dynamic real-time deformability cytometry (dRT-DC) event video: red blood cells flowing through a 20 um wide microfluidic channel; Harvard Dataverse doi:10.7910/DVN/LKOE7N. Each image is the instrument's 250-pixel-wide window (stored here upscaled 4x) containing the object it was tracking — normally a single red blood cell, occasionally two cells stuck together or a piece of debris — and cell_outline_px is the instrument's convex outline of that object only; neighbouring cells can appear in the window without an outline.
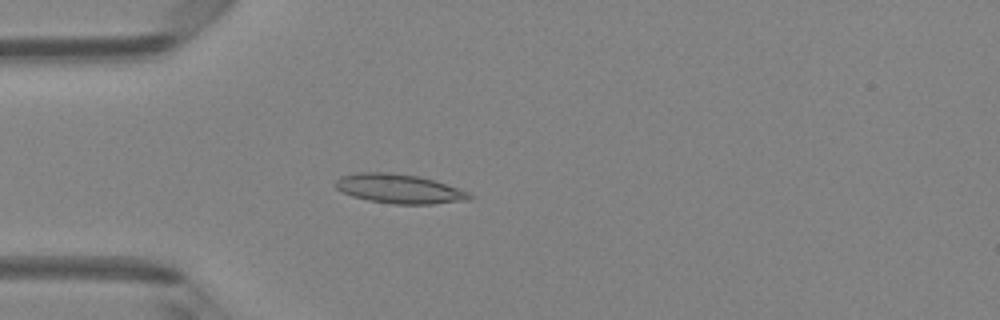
{"species": "Egyptian fruit bat (a non-hibernating species)", "species_latin": "Rousettus aegyptiacus", "temperature_condition": "room temperature", "stored_images_in_passage": 49, "camera_frame_rate_fps": 3000, "um_per_image_px": 0.085, "animal": {"sex": "female"}, "frame": {"image": 1, "passage_image": 14, "time_ms": 4.333, "image_size_px": [1000, 320], "cell_outline_px": [[476, 196], [468, 200], [432, 204], [396, 204], [368, 200], [352, 196], [336, 188], [332, 184], [340, 176], [360, 172], [392, 172], [416, 176], [432, 180], [460, 188]], "centroid_in_image_um": [33.93, 16.04], "position_along_channel_um": 51.1, "area_um2": 22.89}}
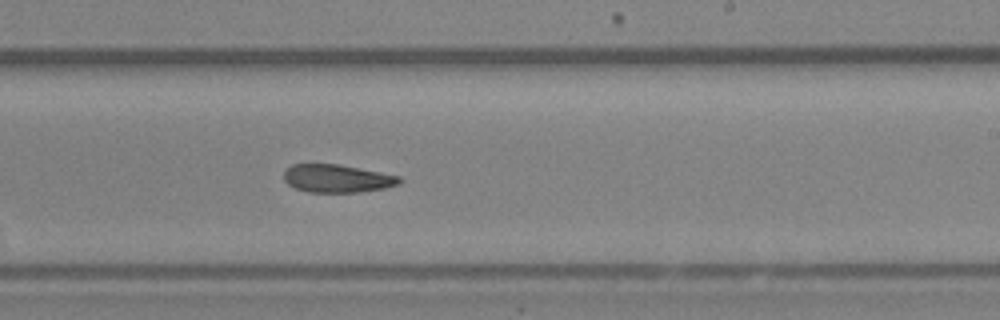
{"frame": {"image": 2, "passage_image": 30, "time_ms": 9.667, "image_size_px": [1000, 320], "cell_outline_px": [[404, 180], [400, 184], [384, 188], [356, 192], [308, 192], [296, 188], [288, 184], [284, 180], [284, 172], [292, 164], [336, 164], [380, 172], [400, 176]], "centroid_in_image_um": [28.67, 15.17], "position_along_channel_um": 260.3, "area_um2": 18.73}}
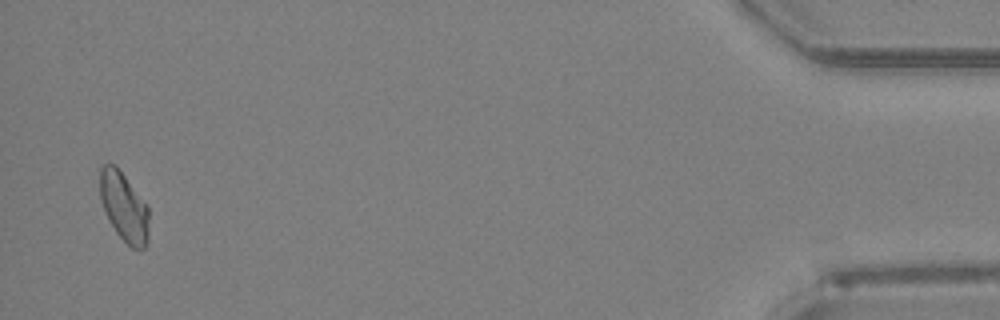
{"frame": {"image": 3, "passage_image": 48, "time_ms": 15.667, "image_size_px": [1000, 320], "cell_outline_px": [[148, 240], [144, 248], [132, 248], [116, 232], [100, 200], [100, 168], [104, 164], [116, 164], [148, 208]], "centroid_in_image_um": [10.53, 17.56], "position_along_channel_um": 424.7, "area_um2": 19.25}, "authors_computed_cell_mechanics": {"area_um2": 20.4034, "velocity_mm_per_s": 4.1458, "shape_relaxation_time_tau1_ms": null, "shape_relaxation_time_tau2_ms": 3.8038, "deformation_change_tau1": null, "deformation_change_tau2": 0.1038}}